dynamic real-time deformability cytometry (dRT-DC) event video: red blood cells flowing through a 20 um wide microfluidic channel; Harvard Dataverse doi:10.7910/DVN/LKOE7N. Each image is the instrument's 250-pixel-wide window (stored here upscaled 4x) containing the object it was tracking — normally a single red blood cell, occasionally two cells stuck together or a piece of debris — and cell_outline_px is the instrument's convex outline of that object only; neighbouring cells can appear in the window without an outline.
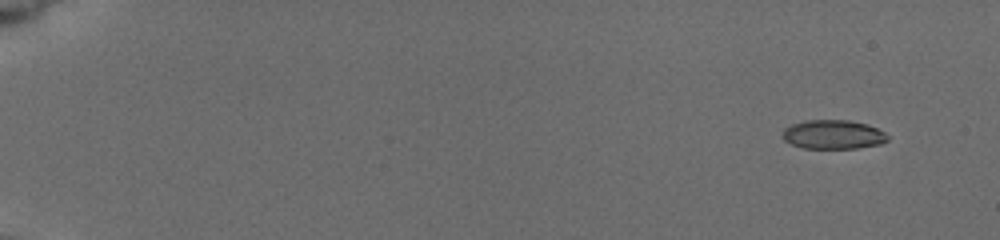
{"species": "common noctule bat (a hibernating species)", "species_latin": "Nyctalus noctula", "temperature_condition": "cold", "stored_images_in_passage": 8, "camera_frame_rate_fps": 3000, "um_per_image_px": 0.085, "animal": {"sex": "female", "body_mass_g": 19.5, "forearm_length_mm": 54.1}, "frame": {"image": 1, "passage_image": 1, "time_ms": 0.0, "image_size_px": [1000, 240], "cell_outline_px": [[888, 140], [880, 144], [856, 148], [804, 148], [792, 144], [784, 140], [784, 128], [792, 124], [804, 120], [848, 120], [868, 124], [884, 132], [888, 136]], "centroid_in_image_um": [70.83, 11.42], "position_along_channel_um": 14.2, "area_um2": 17.69}}
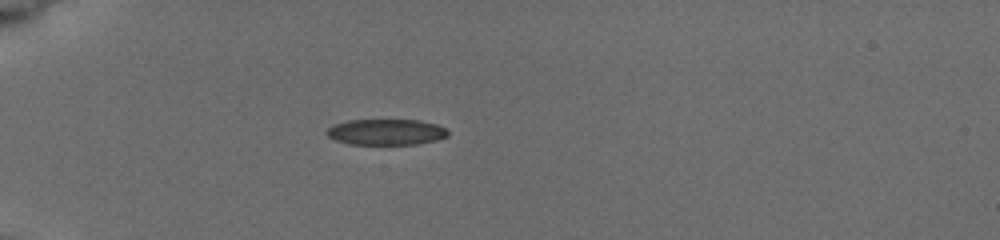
{"frame": {"image": 2, "passage_image": 6, "time_ms": 4.667, "image_size_px": [1000, 240], "cell_outline_px": [[448, 136], [436, 140], [416, 144], [348, 144], [336, 140], [328, 136], [324, 132], [332, 124], [348, 120], [420, 120], [436, 124], [444, 128], [448, 132]], "centroid_in_image_um": [32.78, 11.21], "position_along_channel_um": 52.2, "area_um2": 18.32}}
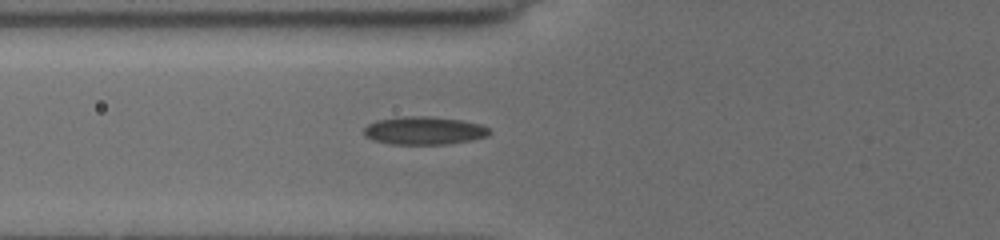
{"frame": {"image": 3, "passage_image": 8, "time_ms": 6.333, "image_size_px": [1000, 240], "cell_outline_px": [[492, 132], [488, 136], [448, 144], [392, 144], [372, 140], [364, 136], [364, 128], [368, 124], [376, 120], [400, 116], [428, 116], [460, 120], [480, 124], [488, 128]], "centroid_in_image_um": [36.01, 11.1], "position_along_channel_um": 89.8, "area_um2": 20.52}}